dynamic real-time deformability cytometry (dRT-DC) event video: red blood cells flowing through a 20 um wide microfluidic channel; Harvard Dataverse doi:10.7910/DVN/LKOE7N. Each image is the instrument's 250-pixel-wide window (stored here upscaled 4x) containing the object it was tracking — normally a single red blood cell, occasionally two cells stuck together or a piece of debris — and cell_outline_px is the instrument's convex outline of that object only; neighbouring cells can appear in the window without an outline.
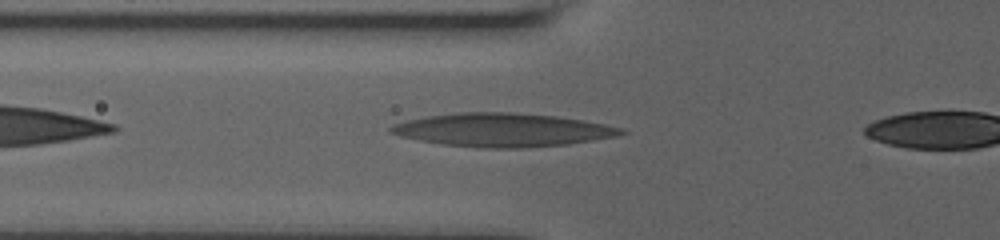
{"species": "human", "species_latin": "Homo sapiens", "temperature_condition": "room temperature", "stored_images_in_passage": 3, "segment_of_instrument_passage": [1, 2], "camera_frame_rate_fps": 3000, "um_per_image_px": 0.085, "donor": {"sex": "male"}, "frame": {"image": 1, "passage_image": 2, "time_ms": 1.0, "image_size_px": [1000, 240], "cell_outline_px": [[628, 132], [616, 136], [568, 144], [528, 148], [484, 148], [440, 144], [400, 136], [388, 132], [388, 128], [392, 124], [408, 120], [428, 116], [460, 112], [512, 112], [556, 116], [584, 120], [604, 124], [620, 128]], "centroid_in_image_um": [42.7, 11.05], "position_along_channel_um": 83.1, "area_um2": 44.85}}